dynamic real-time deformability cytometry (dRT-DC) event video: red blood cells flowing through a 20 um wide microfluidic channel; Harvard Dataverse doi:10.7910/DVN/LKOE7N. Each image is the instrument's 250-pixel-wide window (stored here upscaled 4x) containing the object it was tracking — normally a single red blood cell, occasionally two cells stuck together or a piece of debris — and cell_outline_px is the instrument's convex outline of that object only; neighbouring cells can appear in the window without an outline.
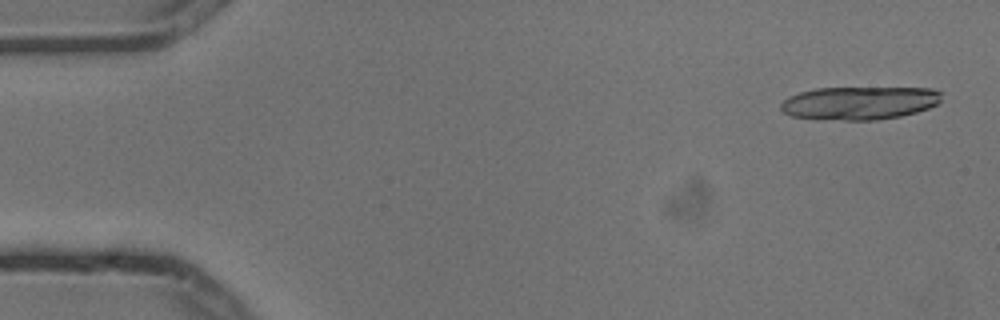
{"species": "common noctule bat (a hibernating species)", "species_latin": "Nyctalus noctula", "temperature_condition": "cold", "stored_images_in_passage": 6, "camera_frame_rate_fps": 3000, "um_per_image_px": 0.085, "animal": {"sex": "male", "body_mass_g": 13.3}, "frame": {"image": 1, "passage_image": 1, "time_ms": 0.0, "image_size_px": [1000, 320], "cell_outline_px": [[944, 92], [940, 100], [936, 104], [928, 108], [916, 112], [900, 116], [876, 120], [844, 120], [792, 116], [784, 112], [780, 108], [780, 104], [788, 96], [800, 92], [816, 88], [932, 88]], "centroid_in_image_um": [73.08, 8.74], "position_along_channel_um": 11.9, "area_um2": 30.98}}